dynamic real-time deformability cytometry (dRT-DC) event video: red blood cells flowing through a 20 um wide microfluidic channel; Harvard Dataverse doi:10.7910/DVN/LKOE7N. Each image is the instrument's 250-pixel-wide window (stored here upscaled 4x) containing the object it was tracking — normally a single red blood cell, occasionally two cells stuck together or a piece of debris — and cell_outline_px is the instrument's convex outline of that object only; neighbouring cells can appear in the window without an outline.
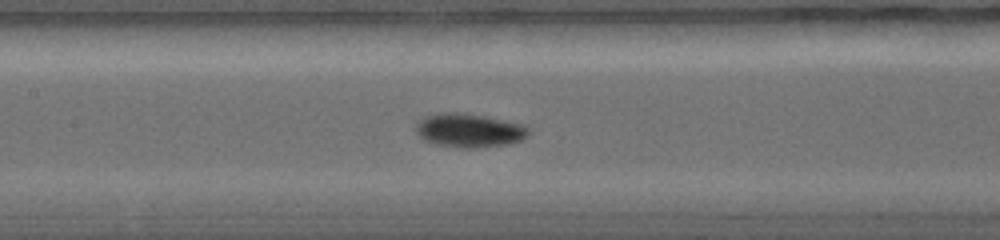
{"species": "common noctule bat (a hibernating species)", "species_latin": "Nyctalus noctula", "temperature_condition": "warm", "stored_images_in_passage": 12, "camera_frame_rate_fps": 5000, "um_per_image_px": 0.085, "animal": {"sex": "female", "body_mass_g": 19.0, "forearm_length_mm": 56.7}, "frame": {"image": 1, "passage_image": 12, "time_ms": 4.8, "image_size_px": [1000, 240], "cell_outline_px": [[528, 136], [520, 140], [508, 144], [476, 148], [460, 148], [440, 144], [424, 140], [416, 132], [416, 124], [424, 116], [440, 112], [460, 112], [484, 116], [520, 124], [528, 128]], "centroid_in_image_um": [39.85, 11.08], "position_along_channel_um": 167.6, "area_um2": 21.96}}